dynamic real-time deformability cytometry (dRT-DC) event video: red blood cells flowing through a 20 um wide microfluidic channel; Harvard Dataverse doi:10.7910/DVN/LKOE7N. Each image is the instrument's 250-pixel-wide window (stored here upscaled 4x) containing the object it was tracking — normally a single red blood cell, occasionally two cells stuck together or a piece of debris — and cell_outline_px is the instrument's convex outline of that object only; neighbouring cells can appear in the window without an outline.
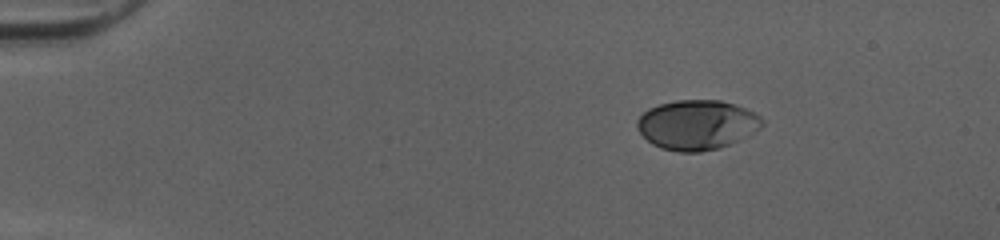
{"species": "human", "species_latin": "Homo sapiens", "temperature_condition": "cold", "stored_images_in_passage": 44, "camera_frame_rate_fps": 3000, "um_per_image_px": 0.085, "donor": {"sex": "female"}, "frame": {"image": 1, "passage_image": 1, "time_ms": 0.0, "image_size_px": [1000, 240], "cell_outline_px": [[764, 124], [760, 128], [740, 140], [720, 148], [700, 152], [680, 152], [660, 148], [652, 144], [636, 128], [636, 120], [648, 108], [660, 104], [676, 100], [720, 100], [736, 104], [756, 112], [764, 120]], "centroid_in_image_um": [59.26, 10.61], "position_along_channel_um": 25.7, "area_um2": 36.53}}
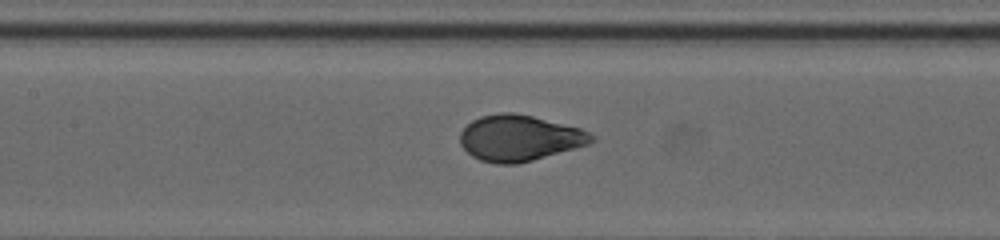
{"frame": {"image": 2, "passage_image": 18, "time_ms": 5.667, "image_size_px": [1000, 240], "cell_outline_px": [[596, 140], [588, 144], [532, 160], [516, 164], [496, 164], [480, 160], [472, 156], [460, 144], [460, 132], [472, 120], [480, 116], [500, 112], [512, 112], [532, 116], [580, 128], [596, 136]], "centroid_in_image_um": [44.13, 11.73], "position_along_channel_um": 163.3, "area_um2": 35.03}}
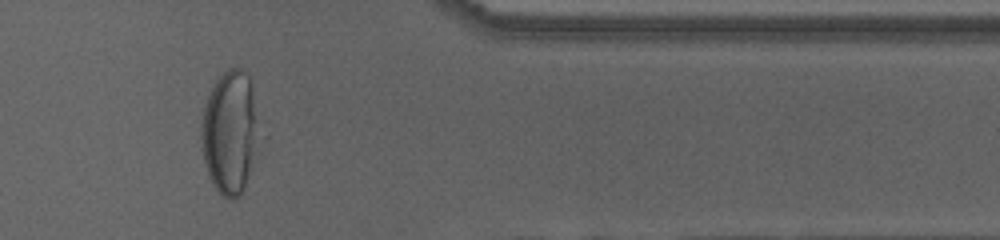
{"frame": {"image": 3, "passage_image": 36, "time_ms": 11.667, "image_size_px": [1000, 240], "cell_outline_px": [[268, 136], [240, 196], [236, 200], [228, 200], [220, 196], [212, 184], [208, 176], [204, 160], [200, 136], [200, 128], [204, 104], [212, 84], [228, 68], [240, 68], [248, 76]], "centroid_in_image_um": [19.67, 11.3], "position_along_channel_um": 391.7, "area_um2": 44.68}, "authors_computed_cell_mechanics": {"area_um2": 35.7493, "velocity_mm_per_s": 4.0501, "shape_relaxation_time_tau1_ms": 4.7491, "shape_relaxation_time_tau2_ms": null, "deformation_change_tau1": 0.2111, "deformation_change_tau2": null}}